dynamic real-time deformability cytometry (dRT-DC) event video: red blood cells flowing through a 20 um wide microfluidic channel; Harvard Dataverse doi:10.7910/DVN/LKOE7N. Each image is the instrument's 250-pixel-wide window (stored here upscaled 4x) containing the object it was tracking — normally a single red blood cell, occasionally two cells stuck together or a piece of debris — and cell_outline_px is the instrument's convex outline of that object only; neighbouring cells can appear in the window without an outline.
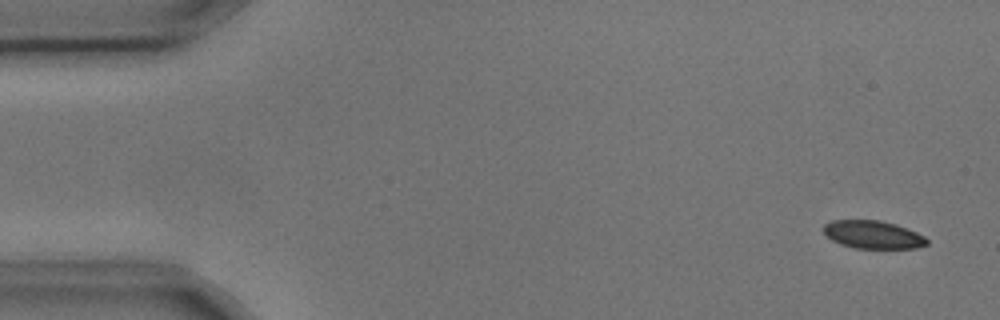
{"species": "common noctule bat (a hibernating species)", "species_latin": "Nyctalus noctula", "temperature_condition": "cold", "stored_images_in_passage": 13, "camera_frame_rate_fps": 3000, "um_per_image_px": 0.085, "animal": {"sex": "male", "body_mass_g": 17.9, "forearm_length_mm": 54.2}, "frame": {"image": 1, "passage_image": 1, "time_ms": 0.0, "image_size_px": [1000, 320], "cell_outline_px": [[928, 244], [916, 248], [856, 248], [840, 244], [832, 240], [824, 232], [824, 224], [832, 220], [880, 220], [896, 224], [916, 232], [924, 236], [928, 240]], "centroid_in_image_um": [74.21, 19.94], "position_along_channel_um": 10.8, "area_um2": 16.76}}
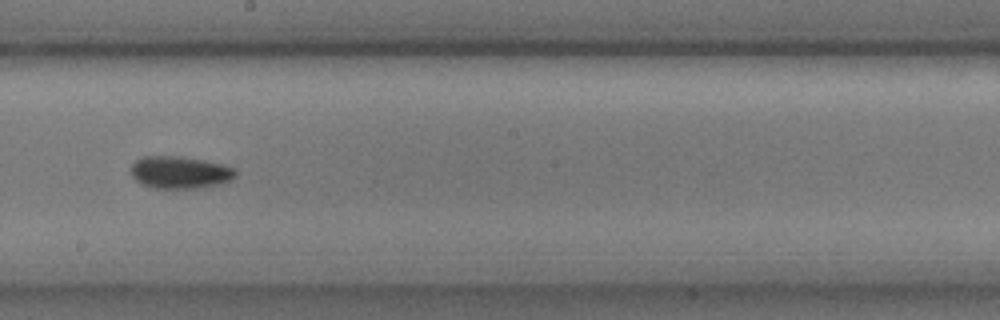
{"frame": {"image": 2, "passage_image": 8, "time_ms": 2.333, "image_size_px": [1000, 320], "cell_outline_px": [[236, 176], [232, 180], [220, 184], [196, 188], [156, 188], [140, 184], [132, 176], [128, 168], [136, 160], [144, 156], [180, 156], [224, 164], [236, 168]], "centroid_in_image_um": [15.29, 14.65], "position_along_channel_um": 232.9, "area_um2": 19.94}}
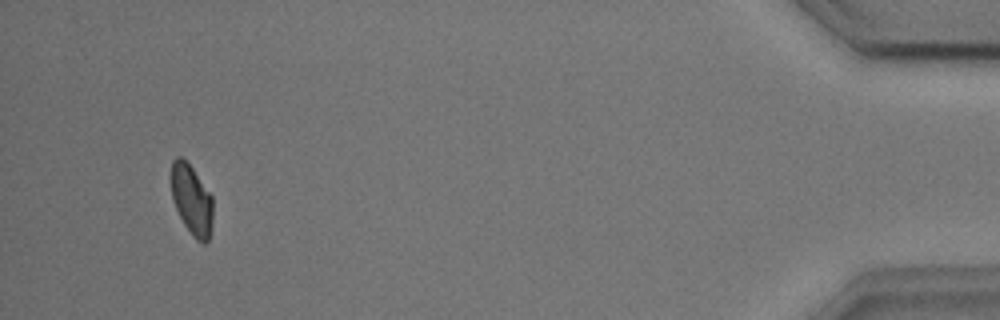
{"frame": {"image": 3, "passage_image": 13, "time_ms": 4.0, "image_size_px": [1000, 320], "cell_outline_px": [[212, 224], [208, 240], [204, 244], [196, 240], [192, 236], [184, 224], [172, 200], [172, 160], [176, 156], [180, 156], [192, 168], [212, 196]], "centroid_in_image_um": [16.3, 17.01], "position_along_channel_um": 418.9, "area_um2": 16.82}}